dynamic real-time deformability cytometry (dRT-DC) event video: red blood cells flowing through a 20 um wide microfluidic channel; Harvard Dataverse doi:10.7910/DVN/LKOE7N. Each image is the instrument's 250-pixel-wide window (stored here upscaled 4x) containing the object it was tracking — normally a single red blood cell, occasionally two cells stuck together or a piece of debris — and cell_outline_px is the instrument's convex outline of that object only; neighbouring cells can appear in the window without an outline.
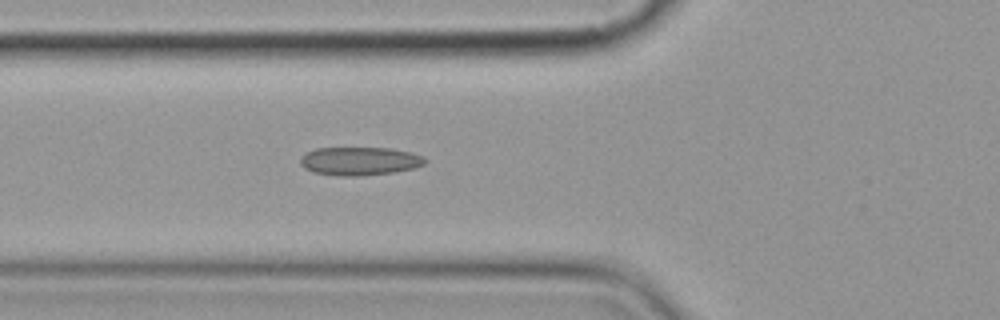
{"species": "common noctule bat (a hibernating species)", "species_latin": "Nyctalus noctula", "temperature_condition": "cold", "stored_images_in_passage": 8, "segment_of_instrument_passage": [1, 2], "camera_frame_rate_fps": 3000, "um_per_image_px": 0.085, "animal": {"sex": "female", "body_mass_g": 19.9}, "frame": {"image": 1, "passage_image": 7, "time_ms": 7.0, "image_size_px": [1000, 320], "cell_outline_px": [[428, 160], [424, 164], [412, 168], [396, 172], [360, 176], [336, 176], [316, 172], [304, 168], [300, 164], [300, 160], [308, 152], [316, 148], [392, 148], [412, 152], [424, 156]], "centroid_in_image_um": [30.62, 13.69], "position_along_channel_um": 95.2, "area_um2": 20.63}}